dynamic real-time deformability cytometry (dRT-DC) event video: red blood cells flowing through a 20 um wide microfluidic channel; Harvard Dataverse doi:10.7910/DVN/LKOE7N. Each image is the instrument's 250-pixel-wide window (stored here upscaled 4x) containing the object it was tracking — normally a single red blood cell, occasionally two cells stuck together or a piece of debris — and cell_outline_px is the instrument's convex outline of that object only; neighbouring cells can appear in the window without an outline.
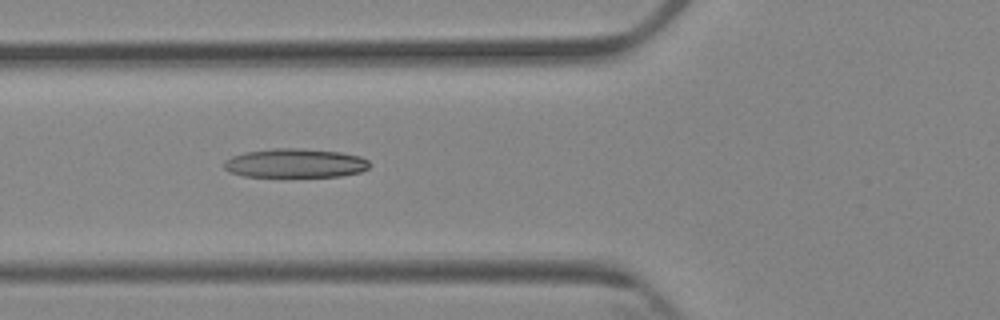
{"species": "Egyptian fruit bat (a non-hibernating species)", "species_latin": "Rousettus aegyptiacus", "temperature_condition": "cold", "stored_images_in_passage": 5, "camera_frame_rate_fps": 3000, "um_per_image_px": 0.085, "animal": {"sex": "female"}, "frame": {"image": 1, "passage_image": 3, "time_ms": 2.333, "image_size_px": [1000, 320], "cell_outline_px": [[368, 168], [360, 172], [340, 176], [244, 176], [228, 172], [224, 168], [224, 160], [232, 156], [244, 152], [272, 148], [296, 148], [340, 152], [360, 156], [368, 160]], "centroid_in_image_um": [25.05, 13.86], "position_along_channel_um": 100.8, "area_um2": 24.51}}
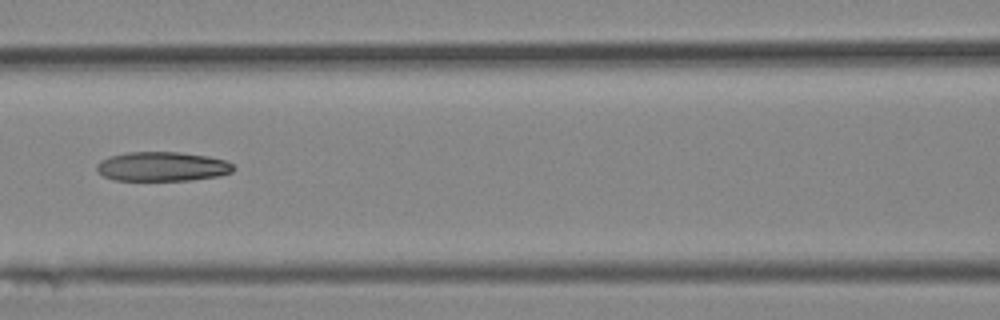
{"frame": {"image": 2, "passage_image": 4, "time_ms": 3.667, "image_size_px": [1000, 320], "cell_outline_px": [[236, 168], [232, 172], [220, 176], [192, 180], [112, 180], [96, 172], [96, 164], [100, 160], [108, 156], [128, 152], [180, 152], [208, 156], [228, 160]], "centroid_in_image_um": [13.79, 14.15], "position_along_channel_um": 152.8, "area_um2": 23.76}}
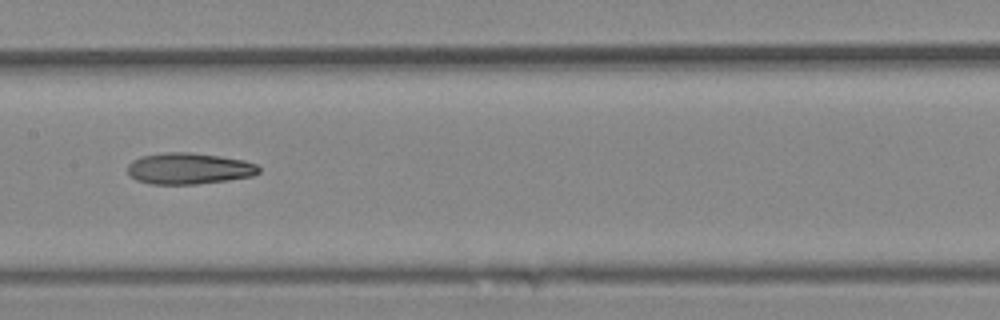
{"frame": {"image": 3, "passage_image": 5, "time_ms": 4.667, "image_size_px": [1000, 320], "cell_outline_px": [[260, 172], [252, 176], [228, 180], [196, 184], [148, 184], [136, 180], [128, 172], [128, 164], [132, 160], [140, 156], [164, 152], [188, 152], [220, 156], [244, 160], [256, 164], [260, 168]], "centroid_in_image_um": [16.05, 14.32], "position_along_channel_um": 191.4, "area_um2": 24.04}}